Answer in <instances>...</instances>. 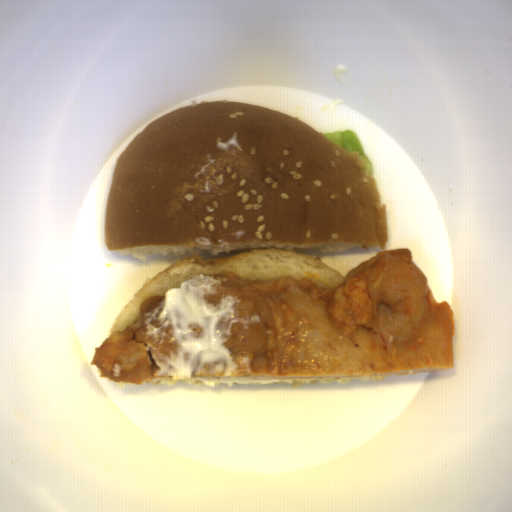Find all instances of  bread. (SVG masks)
<instances>
[{
	"instance_id": "bread-1",
	"label": "bread",
	"mask_w": 512,
	"mask_h": 512,
	"mask_svg": "<svg viewBox=\"0 0 512 512\" xmlns=\"http://www.w3.org/2000/svg\"><path fill=\"white\" fill-rule=\"evenodd\" d=\"M387 243V204L359 152L268 107L186 105L147 124L118 156L104 244L142 261L147 254L195 256L146 283L111 334L138 321L146 298L196 275L308 277L320 290L333 288L345 277L295 248L332 253Z\"/></svg>"
},
{
	"instance_id": "bread-2",
	"label": "bread",
	"mask_w": 512,
	"mask_h": 512,
	"mask_svg": "<svg viewBox=\"0 0 512 512\" xmlns=\"http://www.w3.org/2000/svg\"><path fill=\"white\" fill-rule=\"evenodd\" d=\"M386 376V375H385ZM385 376H376V377H338V378H300V379H282V381L276 383H291L293 387L296 389L301 384H311L316 385L319 383L320 385H329L332 382L337 384H346L351 380H359L362 382H375L378 380H382Z\"/></svg>"
}]
</instances>
